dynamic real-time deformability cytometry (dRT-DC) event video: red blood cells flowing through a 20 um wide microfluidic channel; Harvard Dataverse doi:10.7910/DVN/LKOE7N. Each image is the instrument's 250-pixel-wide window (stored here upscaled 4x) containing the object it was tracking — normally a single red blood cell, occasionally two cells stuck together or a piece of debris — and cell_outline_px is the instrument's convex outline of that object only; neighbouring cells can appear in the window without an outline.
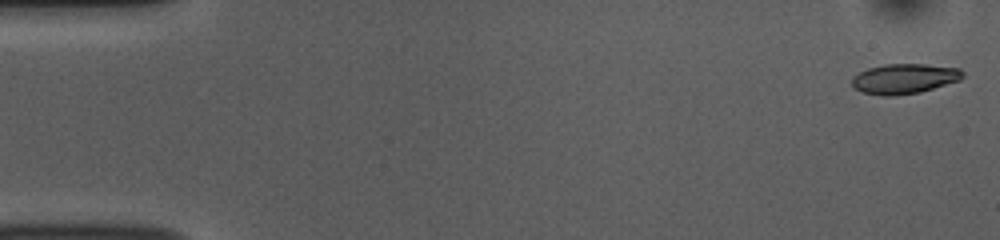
{"species": "common noctule bat (a hibernating species)", "species_latin": "Nyctalus noctula", "temperature_condition": "room temperature", "stored_images_in_passage": 52, "camera_frame_rate_fps": 3000, "um_per_image_px": 0.085, "animal": {"sex": "female", "body_mass_g": 10.0, "forearm_length_mm": 53.1}, "frame": {"image": 1, "passage_image": 1, "time_ms": 0.0, "image_size_px": [1000, 240], "cell_outline_px": [[964, 76], [960, 80], [920, 92], [892, 96], [884, 96], [860, 92], [852, 84], [852, 76], [868, 68], [884, 64], [924, 64], [960, 68], [964, 72]], "centroid_in_image_um": [76.87, 6.69], "position_along_channel_um": 8.1, "area_um2": 19.42}}
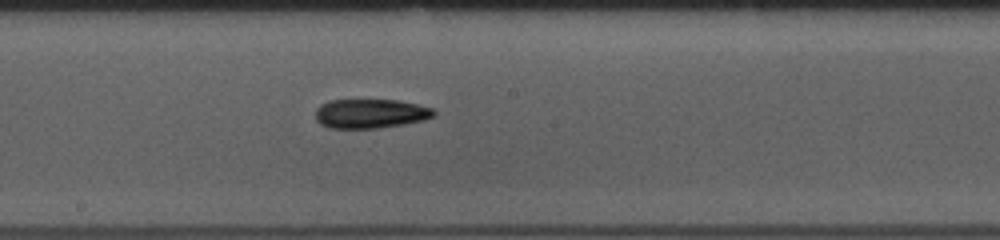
{"frame": {"image": 2, "passage_image": 28, "time_ms": 9.0, "image_size_px": [1000, 240], "cell_outline_px": [[436, 116], [424, 120], [404, 124], [376, 128], [328, 128], [320, 124], [316, 120], [316, 108], [320, 104], [328, 100], [396, 100], [416, 104], [432, 108], [436, 112]], "centroid_in_image_um": [31.47, 9.65], "position_along_channel_um": 216.7, "area_um2": 20.29}}
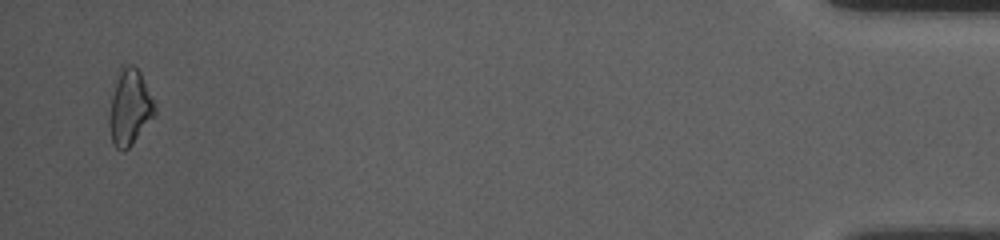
{"frame": {"image": 3, "passage_image": 51, "time_ms": 16.667, "image_size_px": [1000, 240], "cell_outline_px": [[156, 116], [132, 144], [124, 152], [116, 148], [112, 144], [108, 124], [108, 116], [112, 96], [120, 64], [132, 64], [140, 72], [156, 108]], "centroid_in_image_um": [11.01, 9.16], "position_along_channel_um": 424.2, "area_um2": 20.29}, "authors_computed_cell_mechanics": {"area_um2": 19.4786, "velocity_mm_per_s": 3.7991, "shape_relaxation_time_tau1_ms": null, "shape_relaxation_time_tau2_ms": 5.0912, "deformation_change_tau1": null, "deformation_change_tau2": 0.1538}}